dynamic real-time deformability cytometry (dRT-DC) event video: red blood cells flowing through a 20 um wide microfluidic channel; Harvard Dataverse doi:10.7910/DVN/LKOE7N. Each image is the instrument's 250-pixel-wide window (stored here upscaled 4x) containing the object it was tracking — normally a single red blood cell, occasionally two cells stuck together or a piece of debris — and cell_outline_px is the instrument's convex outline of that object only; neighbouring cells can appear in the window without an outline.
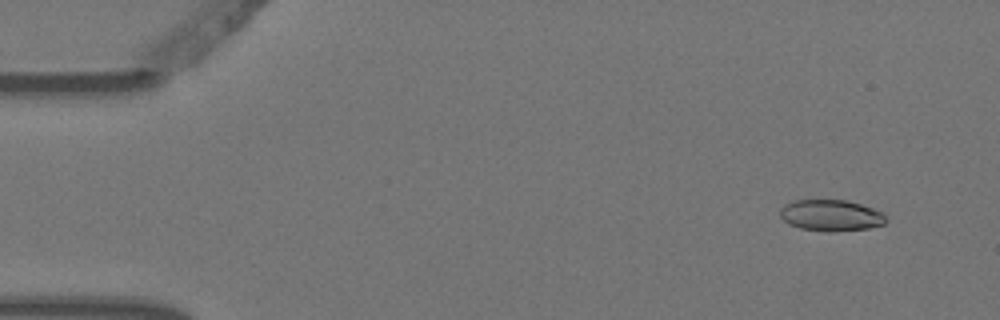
{"species": "Egyptian fruit bat (a non-hibernating species)", "species_latin": "Rousettus aegyptiacus", "temperature_condition": "warm", "stored_images_in_passage": 4, "camera_frame_rate_fps": 3000, "um_per_image_px": 0.085, "animal": {"sex": "female"}, "frame": {"image": 1, "passage_image": 1, "time_ms": 0.0, "image_size_px": [1000, 320], "cell_outline_px": [[888, 220], [884, 224], [868, 228], [828, 232], [800, 228], [788, 224], [780, 216], [780, 208], [784, 204], [796, 200], [844, 200], [860, 204], [884, 212]], "centroid_in_image_um": [70.64, 18.31], "position_along_channel_um": 14.4, "area_um2": 19.36}}
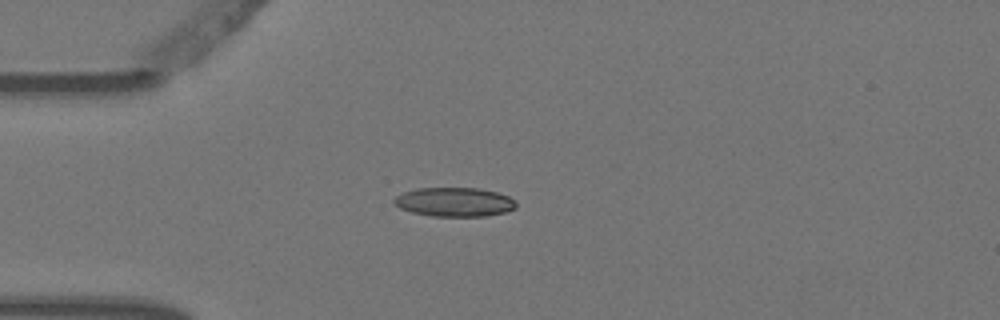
{"frame": {"image": 2, "passage_image": 4, "time_ms": 1.0, "image_size_px": [1000, 320], "cell_outline_px": [[516, 208], [504, 212], [484, 216], [432, 216], [412, 212], [400, 208], [392, 200], [396, 196], [404, 192], [416, 188], [480, 188], [496, 192], [508, 196], [516, 200]], "centroid_in_image_um": [38.63, 17.16], "position_along_channel_um": 46.4, "area_um2": 20.63}}